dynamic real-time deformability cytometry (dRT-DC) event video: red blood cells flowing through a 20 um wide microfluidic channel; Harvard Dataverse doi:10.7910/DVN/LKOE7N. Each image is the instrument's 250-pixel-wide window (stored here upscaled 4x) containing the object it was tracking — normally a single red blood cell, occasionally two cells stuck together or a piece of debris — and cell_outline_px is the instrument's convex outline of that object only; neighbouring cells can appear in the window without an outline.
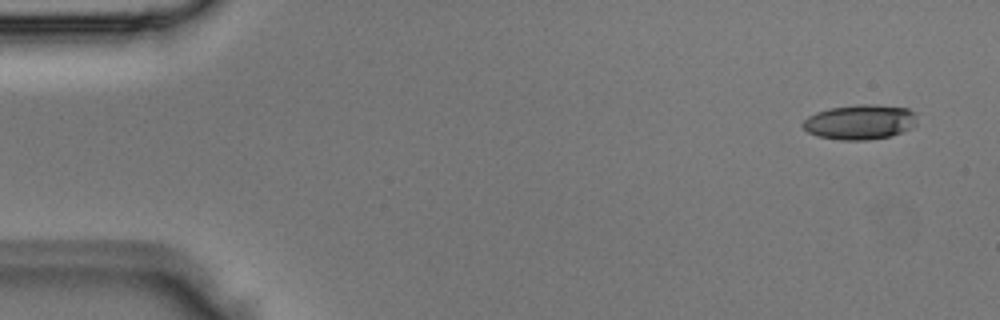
{"species": "Egyptian fruit bat (a non-hibernating species)", "species_latin": "Rousettus aegyptiacus", "temperature_condition": "room temperature", "stored_images_in_passage": 3, "camera_frame_rate_fps": 3000, "um_per_image_px": 0.085, "animal": {"sex": "male"}, "frame": {"image": 1, "passage_image": 1, "time_ms": 0.0, "image_size_px": [1000, 320], "cell_outline_px": [[916, 124], [912, 128], [892, 136], [864, 140], [840, 140], [816, 136], [808, 132], [800, 124], [808, 116], [816, 112], [828, 108], [856, 104], [872, 104], [908, 108], [916, 112]], "centroid_in_image_um": [73.1, 10.37], "position_along_channel_um": 11.9, "area_um2": 23.52}}